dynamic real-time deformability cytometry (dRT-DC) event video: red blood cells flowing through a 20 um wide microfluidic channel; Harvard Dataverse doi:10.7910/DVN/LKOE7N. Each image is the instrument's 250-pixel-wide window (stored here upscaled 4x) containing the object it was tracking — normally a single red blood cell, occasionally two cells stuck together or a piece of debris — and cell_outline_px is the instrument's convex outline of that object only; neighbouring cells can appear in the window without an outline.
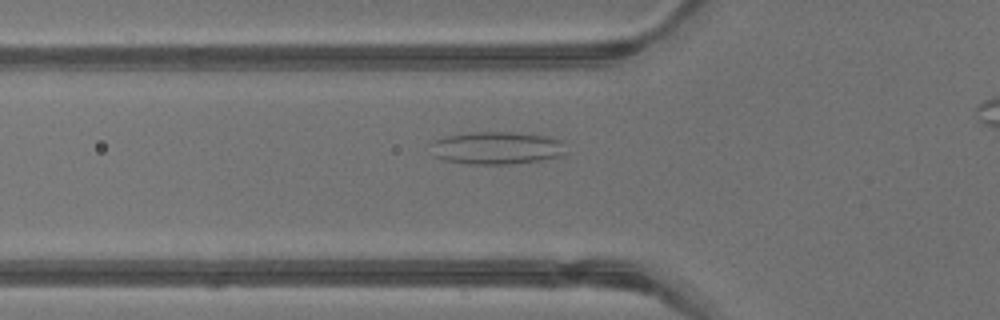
{"species": "common noctule bat (a hibernating species)", "species_latin": "Nyctalus noctula", "temperature_condition": "warm", "stored_images_in_passage": 29, "camera_frame_rate_fps": 3000, "um_per_image_px": 0.085, "animal": {"sex": "male", "body_mass_g": 13.3}, "frame": {"image": 1, "passage_image": 7, "time_ms": 2.0, "image_size_px": [1000, 320], "cell_outline_px": [[564, 152], [560, 156], [540, 160], [508, 164], [464, 164], [444, 160], [436, 156], [428, 144], [444, 136], [472, 132], [516, 132], [544, 136], [560, 140]], "centroid_in_image_um": [42.14, 12.57], "position_along_channel_um": 83.7, "area_um2": 25.55}}
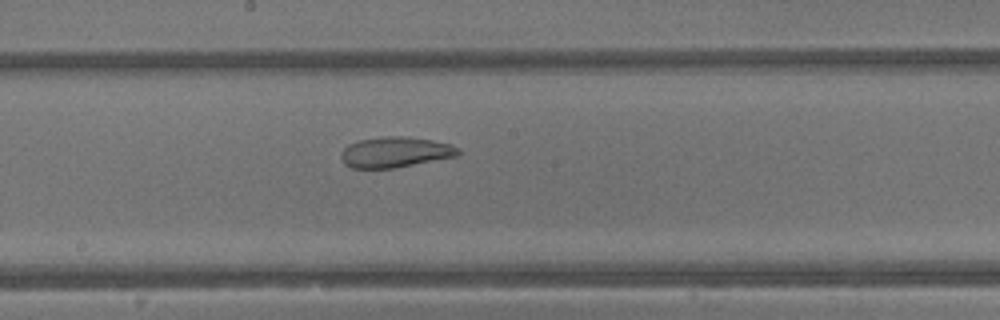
{"frame": {"image": 2, "passage_image": 15, "time_ms": 4.667, "image_size_px": [1000, 320], "cell_outline_px": [[460, 152], [456, 156], [396, 168], [352, 168], [344, 164], [340, 160], [340, 152], [348, 144], [360, 140], [380, 136], [404, 136], [432, 140], [452, 144]], "centroid_in_image_um": [33.54, 12.93], "position_along_channel_um": 214.7, "area_um2": 20.98}}
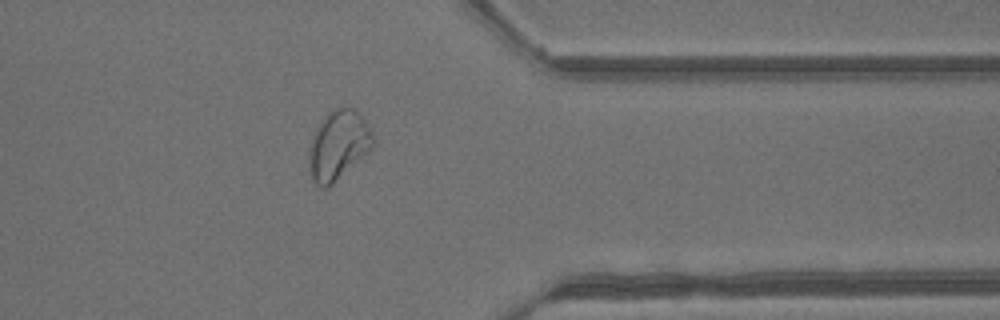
{"frame": {"image": 3, "passage_image": 26, "time_ms": 8.333, "image_size_px": [1000, 320], "cell_outline_px": [[372, 148], [368, 152], [328, 188], [320, 188], [316, 184], [312, 176], [308, 160], [312, 136], [324, 116], [328, 112], [336, 108], [352, 108], [364, 120], [372, 132]], "centroid_in_image_um": [28.73, 12.36], "position_along_channel_um": 382.7, "area_um2": 25.26}}